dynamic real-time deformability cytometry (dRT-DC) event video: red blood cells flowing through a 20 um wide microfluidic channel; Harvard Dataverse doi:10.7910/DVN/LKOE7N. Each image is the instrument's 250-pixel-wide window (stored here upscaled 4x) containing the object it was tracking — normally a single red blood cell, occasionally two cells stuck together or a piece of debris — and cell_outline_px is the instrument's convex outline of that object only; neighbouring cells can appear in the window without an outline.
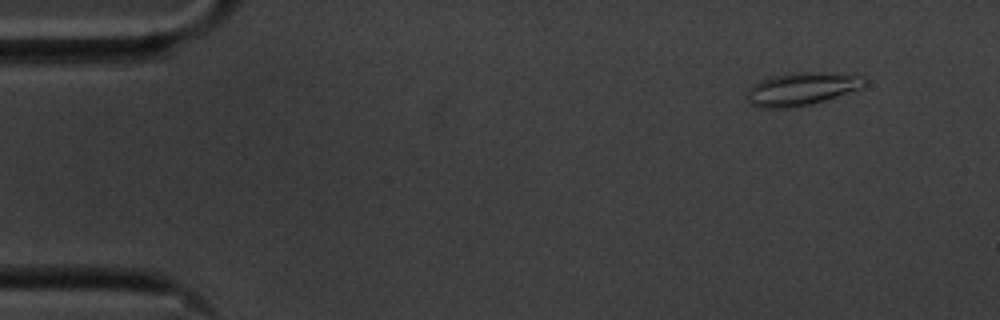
{"species": "common noctule bat (a hibernating species)", "species_latin": "Nyctalus noctula", "temperature_condition": "cold", "stored_images_in_passage": 54, "camera_frame_rate_fps": 3000, "um_per_image_px": 0.085, "animal": {"sex": "male", "body_mass_g": 20.1, "forearm_length_mm": 53.5}, "frame": {"image": 1, "passage_image": 2, "time_ms": 0.333, "image_size_px": [1000, 320], "cell_outline_px": [[868, 80], [864, 88], [824, 100], [808, 104], [788, 108], [760, 108], [748, 104], [748, 88], [760, 80], [788, 72], [820, 72], [860, 76]], "centroid_in_image_um": [68.13, 7.55], "position_along_channel_um": 16.9, "area_um2": 22.54}}
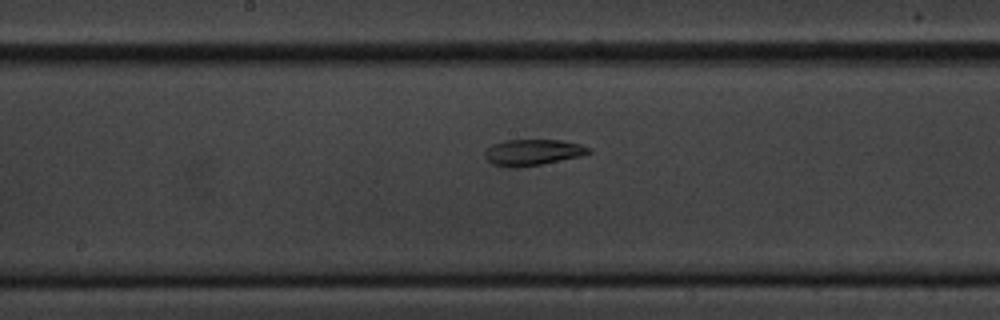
{"frame": {"image": 2, "passage_image": 26, "time_ms": 8.333, "image_size_px": [1000, 320], "cell_outline_px": [[592, 152], [580, 156], [540, 164], [516, 168], [512, 168], [492, 164], [484, 156], [484, 152], [492, 144], [504, 140], [560, 140], [580, 144], [592, 148]], "centroid_in_image_um": [45.27, 12.94], "position_along_channel_um": 202.9, "area_um2": 15.78}}
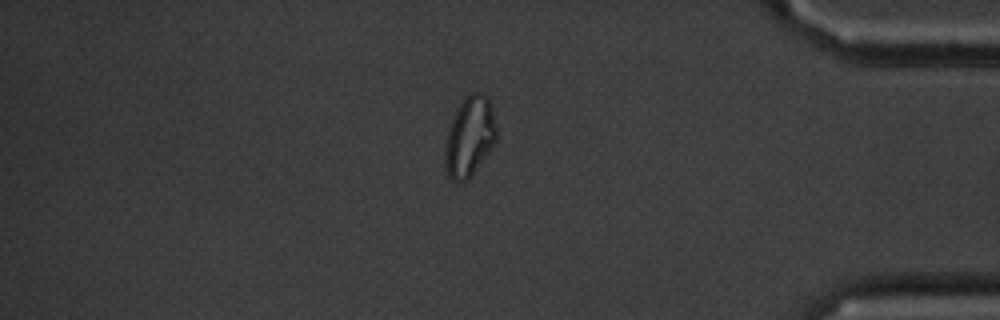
{"frame": {"image": 3, "passage_image": 45, "time_ms": 14.667, "image_size_px": [1000, 320], "cell_outline_px": [[496, 140], [472, 176], [468, 180], [460, 184], [452, 180], [448, 176], [444, 164], [444, 152], [448, 132], [452, 120], [460, 104], [472, 92], [480, 92], [488, 96], [492, 104], [496, 124]], "centroid_in_image_um": [39.92, 11.65], "position_along_channel_um": 395.3, "area_um2": 23.99}, "authors_computed_cell_mechanics": {"area_um2": 18.207, "velocity_mm_per_s": 3.5097, "shape_relaxation_time_tau1_ms": null, "shape_relaxation_time_tau2_ms": 4.0064, "deformation_change_tau1": null, "deformation_change_tau2": 0.1011}}